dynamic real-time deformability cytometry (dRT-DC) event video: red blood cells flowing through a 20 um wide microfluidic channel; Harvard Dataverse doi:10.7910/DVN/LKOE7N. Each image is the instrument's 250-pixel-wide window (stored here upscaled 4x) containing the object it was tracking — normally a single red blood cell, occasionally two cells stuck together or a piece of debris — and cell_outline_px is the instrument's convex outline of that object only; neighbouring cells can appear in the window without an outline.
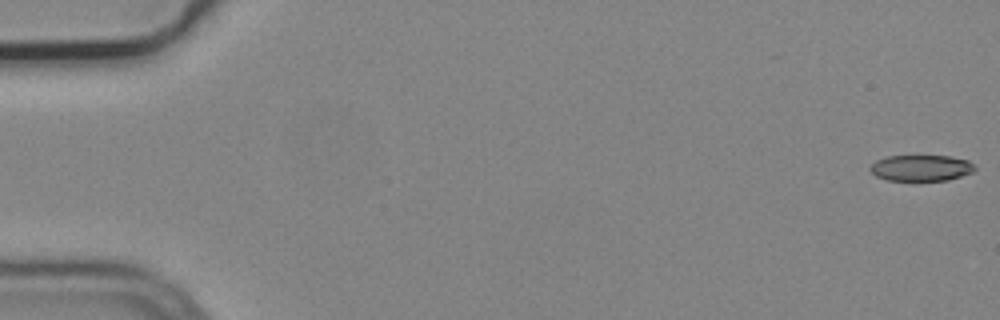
{"species": "common noctule bat (a hibernating species)", "species_latin": "Nyctalus noctula", "temperature_condition": "cold", "stored_images_in_passage": 7, "camera_frame_rate_fps": 3000, "um_per_image_px": 0.085, "animal": {"sex": "male", "body_mass_g": 19.2, "forearm_length_mm": 51.8}, "frame": {"image": 1, "passage_image": 1, "time_ms": 0.0, "image_size_px": [1000, 320], "cell_outline_px": [[976, 168], [972, 172], [948, 180], [888, 180], [876, 176], [868, 168], [876, 160], [888, 156], [948, 156], [968, 160]], "centroid_in_image_um": [78.28, 14.27], "position_along_channel_um": 6.7, "area_um2": 15.72}}
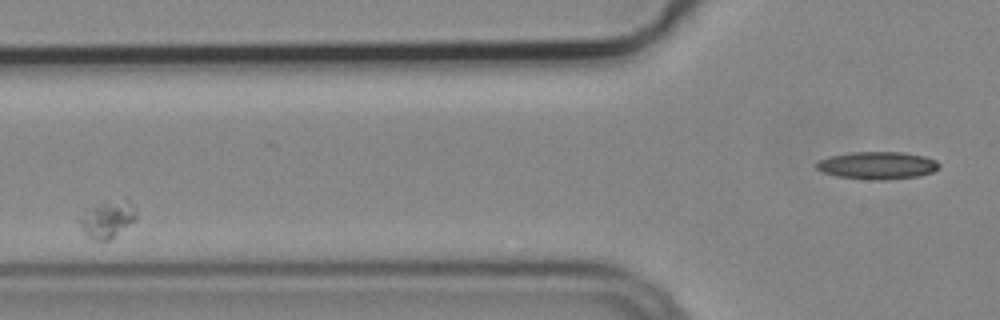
{"frame": {"image": 2, "passage_image": 5, "time_ms": 1.333, "image_size_px": [1000, 320], "cell_outline_px": [[136, 220], [108, 240], [92, 240], [80, 228], [76, 220], [92, 208], [128, 196], [136, 204]], "centroid_in_image_um": [9.2, 18.61], "position_along_channel_um": 116.6, "area_um2": 12.2}}
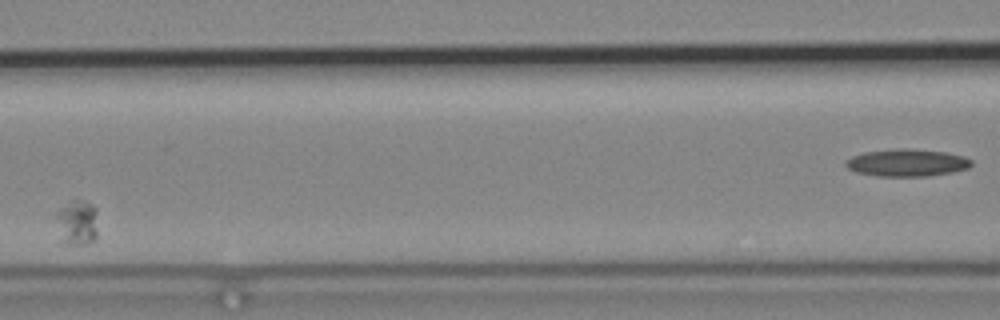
{"frame": {"image": 3, "passage_image": 6, "time_ms": 1.667, "image_size_px": [1000, 320], "cell_outline_px": [[96, 236], [88, 244], [68, 244], [60, 240], [56, 216], [56, 212], [60, 208], [72, 200], [84, 200], [96, 208]], "centroid_in_image_um": [6.54, 18.91], "position_along_channel_um": 160.1, "area_um2": 10.92}}